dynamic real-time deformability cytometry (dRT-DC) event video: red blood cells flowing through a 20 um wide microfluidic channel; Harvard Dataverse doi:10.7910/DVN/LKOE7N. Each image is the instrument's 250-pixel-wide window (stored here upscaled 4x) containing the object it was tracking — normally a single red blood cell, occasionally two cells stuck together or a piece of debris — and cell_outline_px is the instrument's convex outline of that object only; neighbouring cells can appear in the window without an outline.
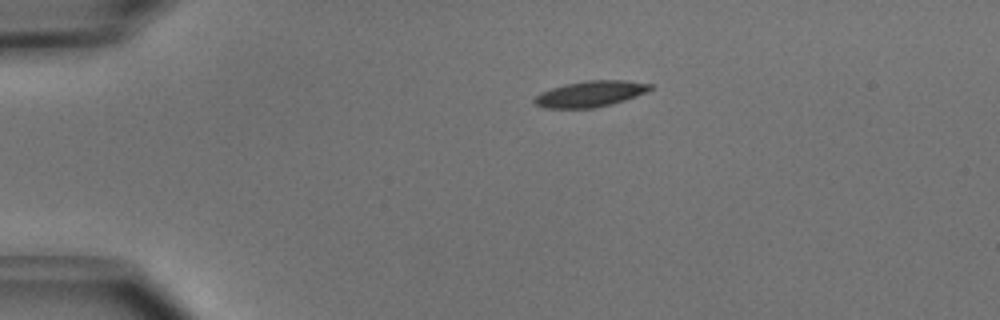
{"species": "common noctule bat (a hibernating species)", "species_latin": "Nyctalus noctula", "temperature_condition": "cold", "stored_images_in_passage": 41, "camera_frame_rate_fps": 3000, "um_per_image_px": 0.085, "animal": {"sex": "male", "body_mass_g": 15.6}, "frame": {"image": 1, "passage_image": 1, "time_ms": 0.0, "image_size_px": [1000, 320], "cell_outline_px": [[652, 88], [648, 92], [612, 104], [592, 108], [544, 108], [536, 104], [532, 100], [540, 92], [564, 84], [584, 80], [624, 80], [652, 84]], "centroid_in_image_um": [50.17, 7.97], "position_along_channel_um": 34.8, "area_um2": 17.57}}
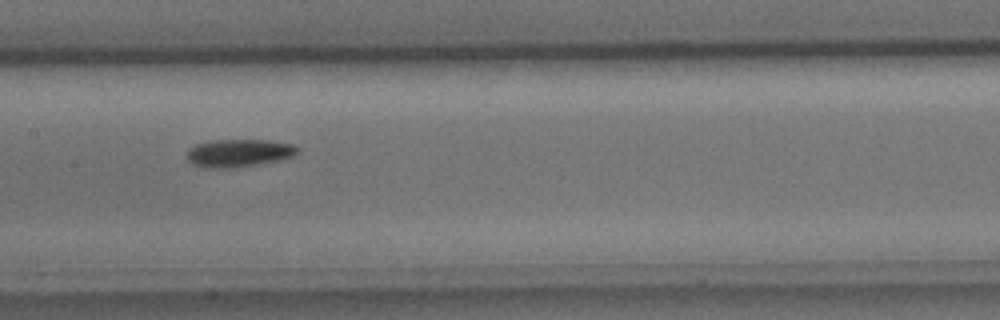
{"frame": {"image": 2, "passage_image": 16, "time_ms": 5.0, "image_size_px": [1000, 320], "cell_outline_px": [[300, 152], [296, 156], [280, 160], [232, 168], [204, 168], [192, 164], [184, 156], [188, 148], [196, 144], [212, 140], [272, 140], [292, 144], [300, 148]], "centroid_in_image_um": [20.3, 13.0], "position_along_channel_um": 187.1, "area_um2": 18.32}}
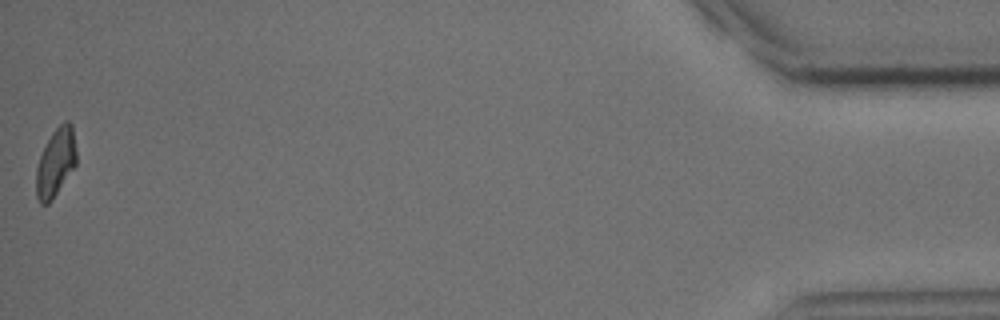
{"frame": {"image": 3, "passage_image": 41, "time_ms": 13.333, "image_size_px": [1000, 320], "cell_outline_px": [[76, 164], [52, 200], [48, 204], [40, 204], [36, 196], [36, 168], [40, 156], [52, 132], [64, 120], [68, 120], [72, 124], [76, 148]], "centroid_in_image_um": [4.73, 13.81], "position_along_channel_um": 430.5, "area_um2": 15.95}, "authors_computed_cell_mechanics": {"area_um2": 17.5712, "velocity_mm_per_s": 3.9724, "shape_relaxation_time_tau1_ms": 4.2315, "shape_relaxation_time_tau2_ms": null, "deformation_change_tau1": 0.1195, "deformation_change_tau2": null}}